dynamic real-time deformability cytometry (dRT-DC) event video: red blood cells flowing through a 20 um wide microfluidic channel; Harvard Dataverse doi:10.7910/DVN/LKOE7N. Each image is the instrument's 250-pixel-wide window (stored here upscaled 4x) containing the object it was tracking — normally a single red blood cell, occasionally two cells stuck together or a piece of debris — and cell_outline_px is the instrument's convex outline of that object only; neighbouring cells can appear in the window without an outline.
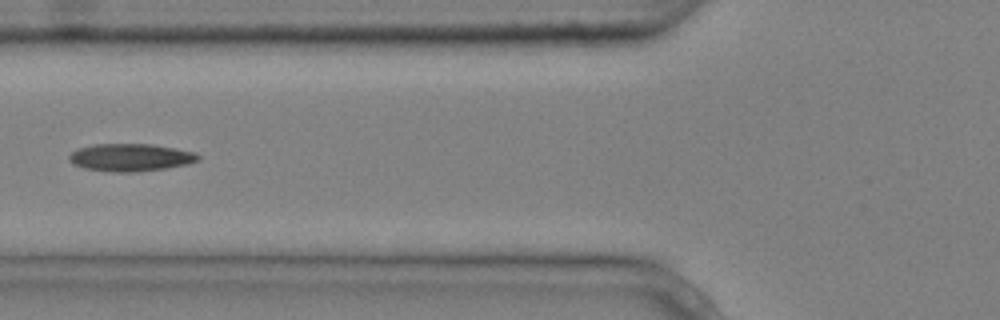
{"species": "common noctule bat (a hibernating species)", "species_latin": "Nyctalus noctula", "temperature_condition": "cold", "stored_images_in_passage": 6, "camera_frame_rate_fps": 3000, "um_per_image_px": 0.085, "animal": {"sex": "male", "body_mass_g": 20.4}, "frame": {"image": 1, "passage_image": 5, "time_ms": 1.333, "image_size_px": [1000, 320], "cell_outline_px": [[200, 160], [188, 164], [164, 168], [136, 172], [112, 172], [84, 168], [72, 164], [68, 160], [68, 156], [76, 148], [96, 144], [152, 144], [176, 148], [196, 152], [200, 156]], "centroid_in_image_um": [11.09, 13.38], "position_along_channel_um": 114.7, "area_um2": 20.92}}